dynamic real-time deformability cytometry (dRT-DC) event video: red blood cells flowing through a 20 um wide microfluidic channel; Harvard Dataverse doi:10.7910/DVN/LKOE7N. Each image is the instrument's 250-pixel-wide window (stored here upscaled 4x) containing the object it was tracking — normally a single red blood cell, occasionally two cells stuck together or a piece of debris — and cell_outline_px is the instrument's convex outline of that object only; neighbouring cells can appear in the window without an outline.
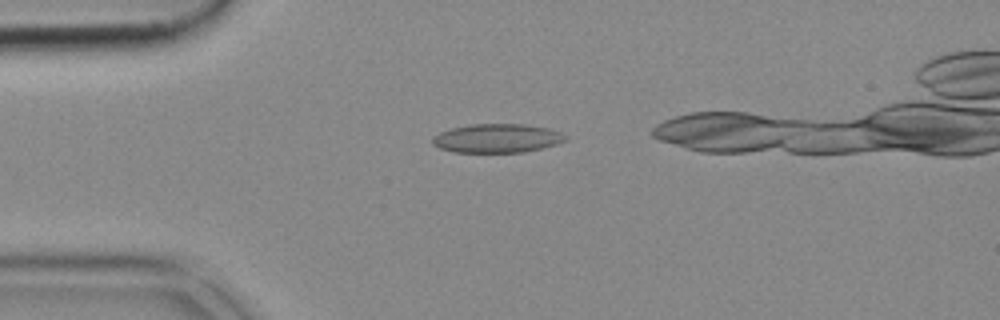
{"species": "common noctule bat (a hibernating species)", "species_latin": "Nyctalus noctula", "temperature_condition": "cold", "stored_images_in_passage": 38, "camera_frame_rate_fps": 3000, "um_per_image_px": 0.085, "animal": {"sex": "female", "body_mass_g": 18.4}, "frame": {"image": 1, "passage_image": 6, "time_ms": 1.667, "image_size_px": [1000, 320], "cell_outline_px": [[568, 140], [556, 144], [524, 152], [452, 152], [440, 148], [432, 144], [432, 136], [440, 132], [452, 128], [472, 124], [524, 124], [548, 128], [560, 132], [568, 136]], "centroid_in_image_um": [42.25, 11.75], "position_along_channel_um": 42.8, "area_um2": 22.37}}
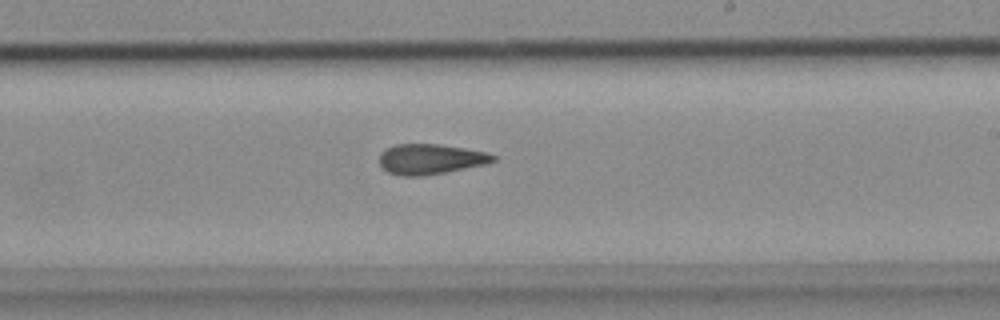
{"frame": {"image": 2, "passage_image": 24, "time_ms": 7.667, "image_size_px": [1000, 320], "cell_outline_px": [[496, 160], [484, 164], [444, 172], [420, 176], [400, 176], [388, 172], [380, 168], [380, 152], [384, 148], [396, 144], [440, 144], [488, 152], [496, 156]], "centroid_in_image_um": [36.54, 13.51], "position_along_channel_um": 252.5, "area_um2": 20.11}}
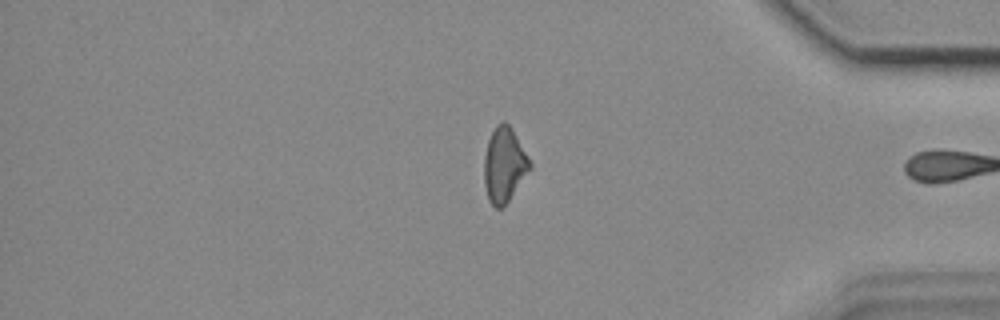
{"frame": {"image": 3, "passage_image": 37, "time_ms": 12.0, "image_size_px": [1000, 320], "cell_outline_px": [[532, 168], [504, 208], [496, 208], [488, 200], [484, 184], [484, 156], [488, 140], [496, 124], [504, 120], [508, 124], [516, 136], [532, 164]], "centroid_in_image_um": [42.85, 14.05], "position_along_channel_um": 392.3, "area_um2": 20.06}}